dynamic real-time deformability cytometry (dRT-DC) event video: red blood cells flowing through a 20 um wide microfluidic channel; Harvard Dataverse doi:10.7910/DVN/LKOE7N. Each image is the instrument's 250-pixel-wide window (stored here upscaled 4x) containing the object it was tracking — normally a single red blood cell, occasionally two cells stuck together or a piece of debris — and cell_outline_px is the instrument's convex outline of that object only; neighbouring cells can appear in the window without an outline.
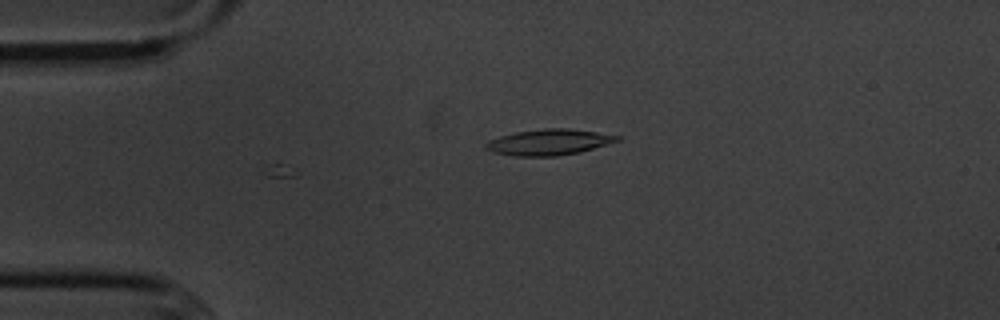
{"species": "common noctule bat (a hibernating species)", "species_latin": "Nyctalus noctula", "temperature_condition": "cold", "stored_images_in_passage": 3, "camera_frame_rate_fps": 3000, "um_per_image_px": 0.085, "animal": {"sex": "male", "body_mass_g": 20.1, "forearm_length_mm": 53.5}, "frame": {"image": 1, "passage_image": 3, "time_ms": 0.667, "image_size_px": [1000, 320], "cell_outline_px": [[620, 140], [580, 152], [556, 156], [512, 156], [492, 152], [484, 148], [484, 144], [488, 140], [500, 136], [516, 132], [544, 128], [568, 128], [596, 132], [620, 136]], "centroid_in_image_um": [46.6, 12.09], "position_along_channel_um": 38.4, "area_um2": 19.83}}